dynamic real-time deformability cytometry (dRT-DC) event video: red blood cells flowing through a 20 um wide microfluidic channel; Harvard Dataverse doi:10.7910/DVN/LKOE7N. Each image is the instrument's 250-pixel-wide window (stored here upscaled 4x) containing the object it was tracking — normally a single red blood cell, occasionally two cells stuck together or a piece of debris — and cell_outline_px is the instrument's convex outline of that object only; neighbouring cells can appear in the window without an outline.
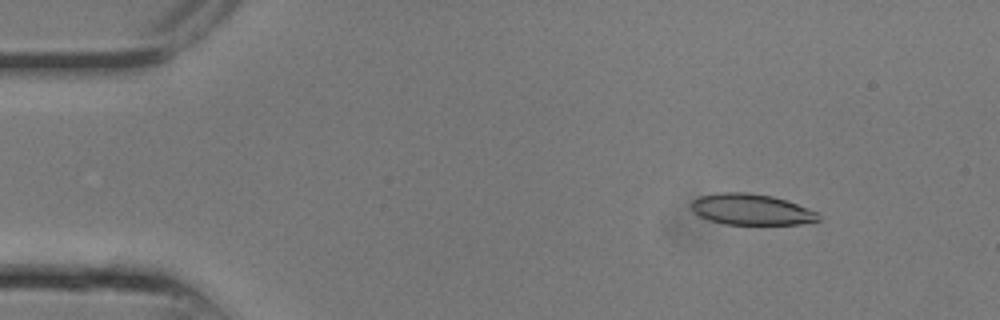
{"species": "common noctule bat (a hibernating species)", "species_latin": "Nyctalus noctula", "temperature_condition": "room temperature", "stored_images_in_passage": 6, "camera_frame_rate_fps": 3000, "um_per_image_px": 0.085, "animal": {"sex": "male", "body_mass_g": 13.3}, "frame": {"image": 1, "passage_image": 2, "time_ms": 0.333, "image_size_px": [1000, 320], "cell_outline_px": [[820, 220], [800, 224], [724, 224], [708, 220], [700, 216], [692, 208], [692, 200], [700, 196], [716, 192], [748, 192], [772, 196], [796, 204], [816, 212], [820, 216]], "centroid_in_image_um": [63.83, 17.8], "position_along_channel_um": 21.2, "area_um2": 22.77}}
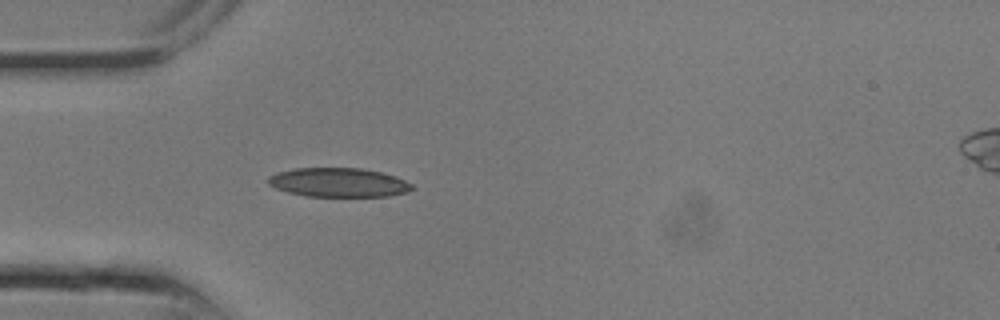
{"frame": {"image": 2, "passage_image": 6, "time_ms": 1.667, "image_size_px": [1000, 320], "cell_outline_px": [[416, 188], [408, 192], [388, 196], [304, 196], [288, 192], [276, 188], [268, 184], [268, 176], [276, 172], [296, 168], [360, 168], [380, 172], [396, 176], [412, 184]], "centroid_in_image_um": [28.78, 15.51], "position_along_channel_um": 56.2, "area_um2": 24.45}}